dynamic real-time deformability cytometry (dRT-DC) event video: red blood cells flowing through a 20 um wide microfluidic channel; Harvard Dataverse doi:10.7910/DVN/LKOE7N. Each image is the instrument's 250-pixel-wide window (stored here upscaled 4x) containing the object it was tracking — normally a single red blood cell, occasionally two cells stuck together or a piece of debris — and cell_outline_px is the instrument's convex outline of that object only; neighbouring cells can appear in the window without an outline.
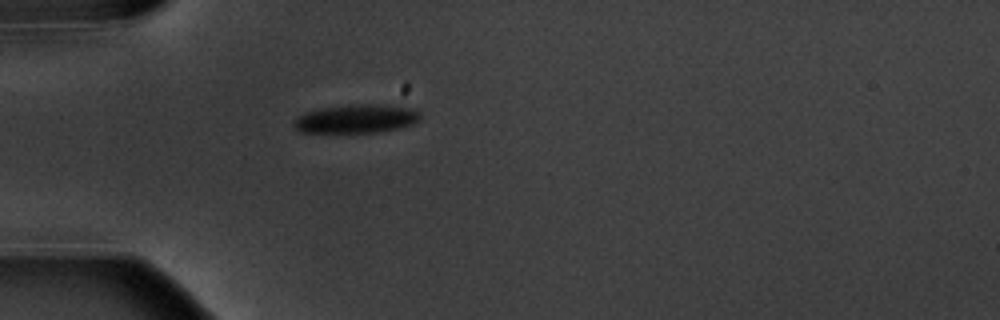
{"species": "common noctule bat (a hibernating species)", "species_latin": "Nyctalus noctula", "temperature_condition": "warm", "stored_images_in_passage": 1, "camera_frame_rate_fps": 3000, "um_per_image_px": 0.085, "animal": {"sex": "male", "body_mass_g": 20.1, "forearm_length_mm": 53.5}, "frame": {"image": 1, "passage_image": 1, "time_ms": 0.0, "image_size_px": [1000, 320], "cell_outline_px": [[420, 120], [412, 124], [396, 128], [376, 132], [300, 132], [292, 124], [304, 112], [324, 108], [348, 104], [368, 104], [408, 108], [420, 112]], "centroid_in_image_um": [30.26, 10.1], "position_along_channel_um": 54.7, "area_um2": 20.58}}